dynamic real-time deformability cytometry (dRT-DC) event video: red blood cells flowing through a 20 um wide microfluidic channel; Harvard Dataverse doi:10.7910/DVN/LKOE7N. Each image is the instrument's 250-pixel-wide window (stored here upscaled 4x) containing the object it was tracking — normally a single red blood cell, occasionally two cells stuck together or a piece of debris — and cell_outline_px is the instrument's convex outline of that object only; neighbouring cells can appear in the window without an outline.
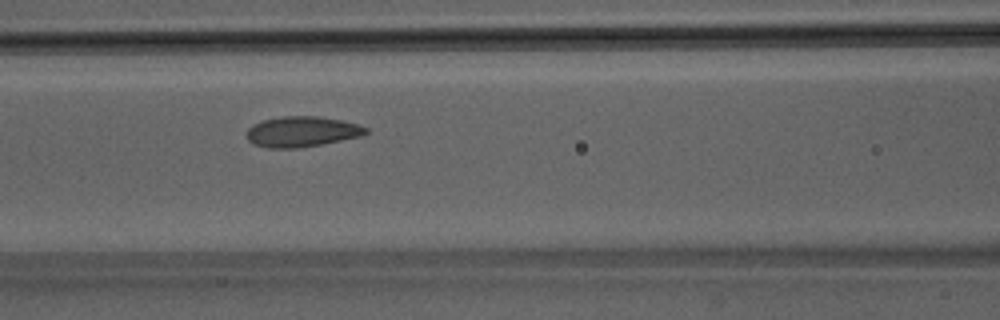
{"species": "Egyptian fruit bat (a non-hibernating species)", "species_latin": "Rousettus aegyptiacus", "temperature_condition": "room temperature", "stored_images_in_passage": 36, "camera_frame_rate_fps": 3000, "um_per_image_px": 0.085, "animal": {"sex": "male"}, "frame": {"image": 1, "passage_image": 16, "time_ms": 5.0, "image_size_px": [1000, 320], "cell_outline_px": [[368, 132], [364, 136], [300, 148], [268, 148], [256, 144], [248, 140], [244, 136], [248, 128], [252, 124], [264, 120], [284, 116], [316, 116], [340, 120], [360, 124], [368, 128]], "centroid_in_image_um": [25.68, 11.19], "position_along_channel_um": 140.9, "area_um2": 21.33}}